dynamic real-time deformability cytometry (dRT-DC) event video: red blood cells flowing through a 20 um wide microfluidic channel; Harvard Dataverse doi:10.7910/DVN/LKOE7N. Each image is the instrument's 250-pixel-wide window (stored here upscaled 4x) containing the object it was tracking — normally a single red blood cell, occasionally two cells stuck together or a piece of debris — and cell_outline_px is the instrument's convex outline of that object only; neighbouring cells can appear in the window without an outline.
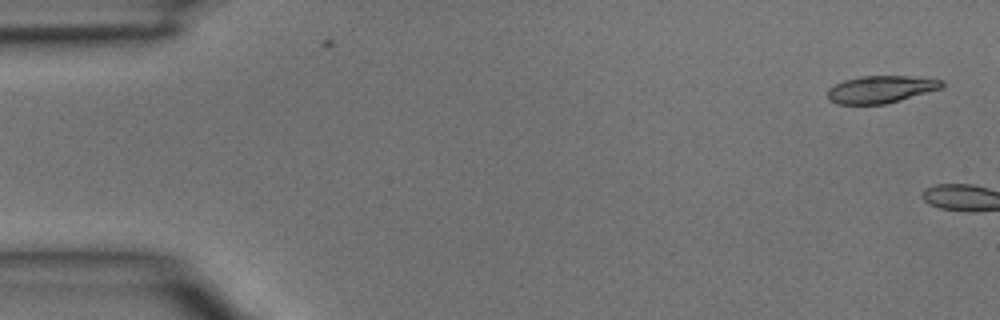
{"species": "common noctule bat (a hibernating species)", "species_latin": "Nyctalus noctula", "temperature_condition": "room temperature", "stored_images_in_passage": 5, "camera_frame_rate_fps": 3000, "um_per_image_px": 0.085, "animal": {"sex": "male", "body_mass_g": 15.6}, "frame": {"image": 1, "passage_image": 1, "time_ms": 0.0, "image_size_px": [1000, 320], "cell_outline_px": [[944, 84], [940, 88], [884, 104], [836, 104], [828, 100], [828, 88], [844, 80], [860, 76], [908, 76], [944, 80]], "centroid_in_image_um": [74.81, 7.59], "position_along_channel_um": 10.2, "area_um2": 17.92}}